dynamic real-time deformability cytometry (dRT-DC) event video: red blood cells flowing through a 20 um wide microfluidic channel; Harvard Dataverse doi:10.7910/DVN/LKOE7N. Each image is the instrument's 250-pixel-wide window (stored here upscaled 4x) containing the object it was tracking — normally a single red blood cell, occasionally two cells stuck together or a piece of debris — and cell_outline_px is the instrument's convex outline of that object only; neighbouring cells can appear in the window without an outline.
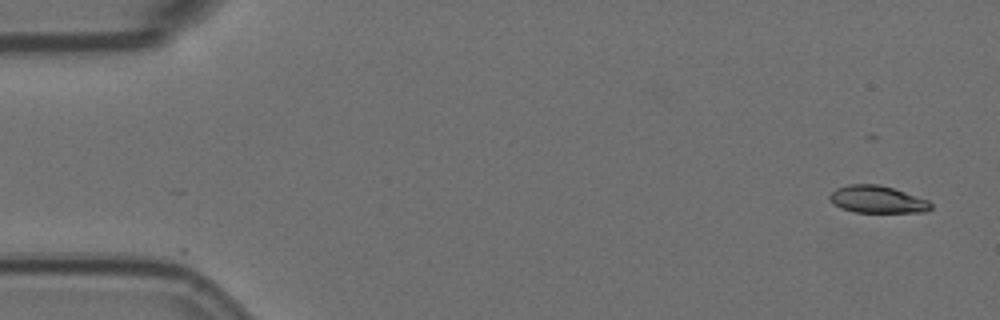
{"species": "Egyptian fruit bat (a non-hibernating species)", "species_latin": "Rousettus aegyptiacus", "temperature_condition": "room temperature", "stored_images_in_passage": 3, "camera_frame_rate_fps": 3000, "um_per_image_px": 0.085, "animal": {"sex": "female"}, "frame": {"image": 1, "passage_image": 1, "time_ms": 0.0, "image_size_px": [1000, 320], "cell_outline_px": [[932, 208], [928, 212], [856, 212], [840, 208], [832, 204], [828, 200], [828, 196], [836, 188], [848, 184], [876, 184], [892, 188], [928, 200], [932, 204]], "centroid_in_image_um": [74.53, 16.96], "position_along_channel_um": 10.5, "area_um2": 16.13}}
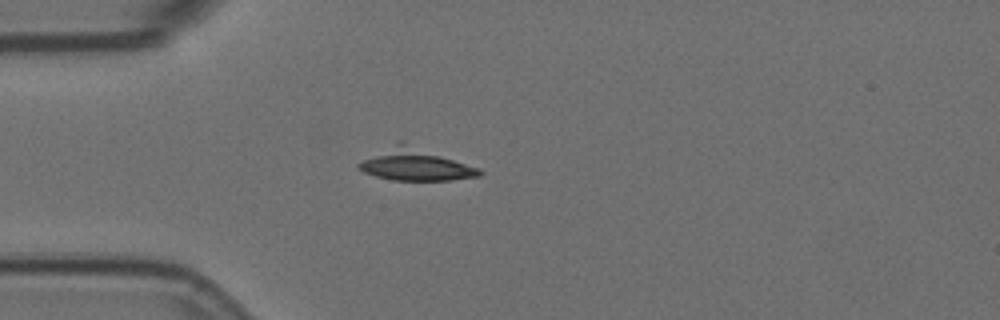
{"frame": {"image": 2, "passage_image": 3, "time_ms": 0.667, "image_size_px": [1000, 320], "cell_outline_px": [[484, 172], [480, 176], [452, 180], [392, 180], [376, 176], [364, 172], [356, 168], [356, 164], [400, 140], [480, 168]], "centroid_in_image_um": [35.33, 14.0], "position_along_channel_um": 49.7, "area_um2": 22.31}}